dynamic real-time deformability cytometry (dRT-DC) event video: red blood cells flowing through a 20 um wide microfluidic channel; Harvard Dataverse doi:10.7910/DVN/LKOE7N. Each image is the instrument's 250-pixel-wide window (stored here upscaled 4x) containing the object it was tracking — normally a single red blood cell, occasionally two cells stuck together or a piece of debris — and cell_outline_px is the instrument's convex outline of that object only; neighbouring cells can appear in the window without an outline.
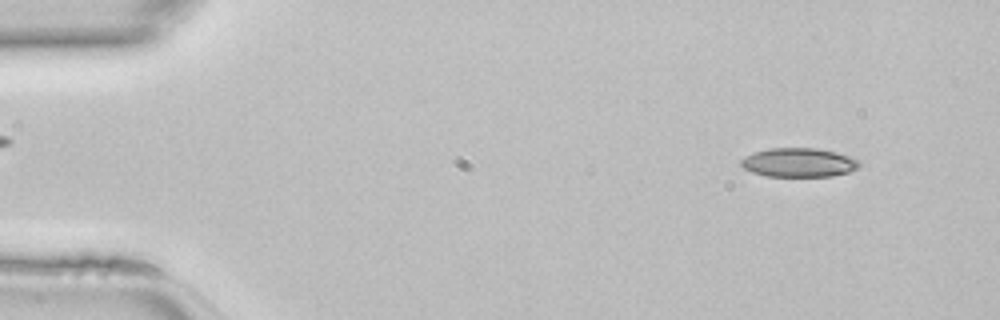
{"species": "common noctule bat (a hibernating species)", "species_latin": "Nyctalus noctula", "temperature_condition": "room temperature", "stored_images_in_passage": 45, "camera_frame_rate_fps": 3000, "um_per_image_px": 0.085, "animal": {"sex": "female", "body_mass_g": 22.7, "forearm_length_mm": 54.2}, "frame": {"image": 1, "passage_image": 4, "time_ms": 1.0, "image_size_px": [1000, 320], "cell_outline_px": [[860, 164], [856, 168], [848, 172], [832, 176], [764, 176], [752, 172], [744, 168], [740, 164], [740, 160], [756, 152], [768, 148], [820, 148], [852, 156], [860, 160]], "centroid_in_image_um": [67.93, 13.81], "position_along_channel_um": 17.1, "area_um2": 20.0}}
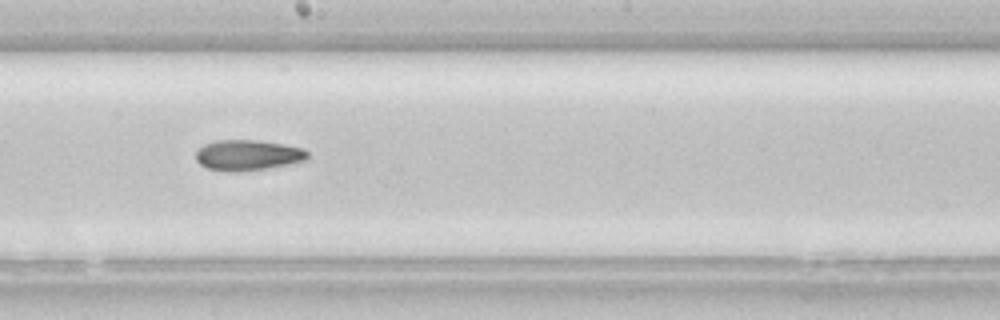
{"frame": {"image": 2, "passage_image": 25, "time_ms": 8.0, "image_size_px": [1000, 320], "cell_outline_px": [[308, 156], [304, 160], [288, 164], [264, 168], [236, 172], [228, 172], [208, 168], [200, 164], [196, 160], [196, 152], [204, 144], [216, 140], [256, 140], [284, 144], [304, 148], [308, 152]], "centroid_in_image_um": [21.04, 13.18], "position_along_channel_um": 227.2, "area_um2": 19.77}}
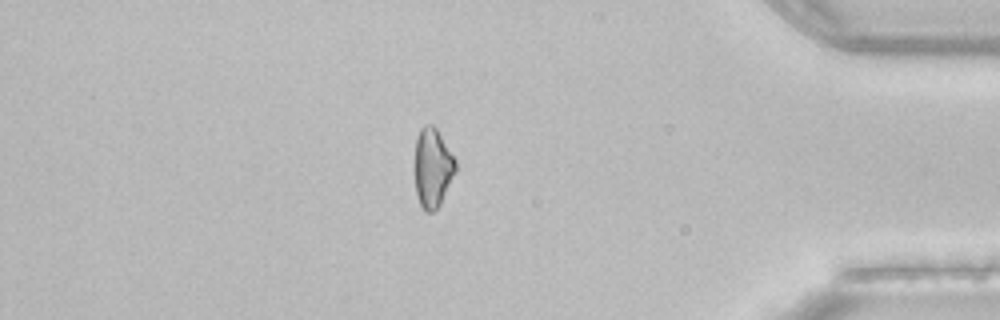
{"frame": {"image": 3, "passage_image": 39, "time_ms": 12.667, "image_size_px": [1000, 320], "cell_outline_px": [[456, 172], [440, 204], [432, 212], [424, 212], [420, 204], [416, 192], [412, 168], [416, 140], [420, 128], [424, 124], [432, 124], [436, 128], [456, 160]], "centroid_in_image_um": [36.73, 14.25], "position_along_channel_um": 398.5, "area_um2": 19.36}}